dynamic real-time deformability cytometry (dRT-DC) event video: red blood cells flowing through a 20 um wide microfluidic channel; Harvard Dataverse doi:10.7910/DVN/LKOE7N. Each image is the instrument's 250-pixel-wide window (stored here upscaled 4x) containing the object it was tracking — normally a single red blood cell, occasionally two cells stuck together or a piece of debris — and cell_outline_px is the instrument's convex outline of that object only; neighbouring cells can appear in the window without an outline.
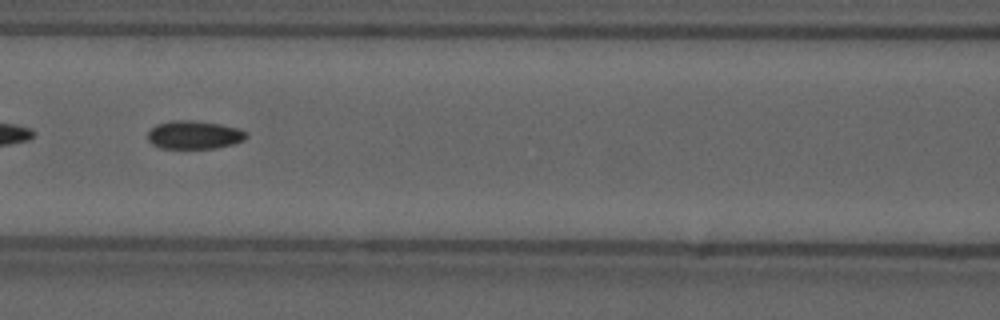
{"species": "common noctule bat (a hibernating species)", "species_latin": "Nyctalus noctula", "temperature_condition": "cold", "stored_images_in_passage": 45, "camera_frame_rate_fps": 3000, "um_per_image_px": 0.085, "animal": {"sex": "male", "forearm_length_mm": 52.5}, "frame": {"image": 1, "passage_image": 14, "time_ms": 4.333, "image_size_px": [1000, 320], "cell_outline_px": [[248, 136], [244, 140], [232, 144], [216, 148], [160, 148], [152, 144], [148, 140], [148, 132], [156, 124], [172, 120], [192, 120], [220, 124], [236, 128], [248, 132]], "centroid_in_image_um": [16.5, 11.46], "position_along_channel_um": 150.1, "area_um2": 16.24}, "authors_computed_cell_mechanics": {"area_um2": 15.895, "velocity_mm_per_s": 3.6995, "shape_relaxation_time_tau1_ms": null, "shape_relaxation_time_tau2_ms": 2.5379, "deformation_change_tau1": null, "deformation_change_tau2": 0.0811}}